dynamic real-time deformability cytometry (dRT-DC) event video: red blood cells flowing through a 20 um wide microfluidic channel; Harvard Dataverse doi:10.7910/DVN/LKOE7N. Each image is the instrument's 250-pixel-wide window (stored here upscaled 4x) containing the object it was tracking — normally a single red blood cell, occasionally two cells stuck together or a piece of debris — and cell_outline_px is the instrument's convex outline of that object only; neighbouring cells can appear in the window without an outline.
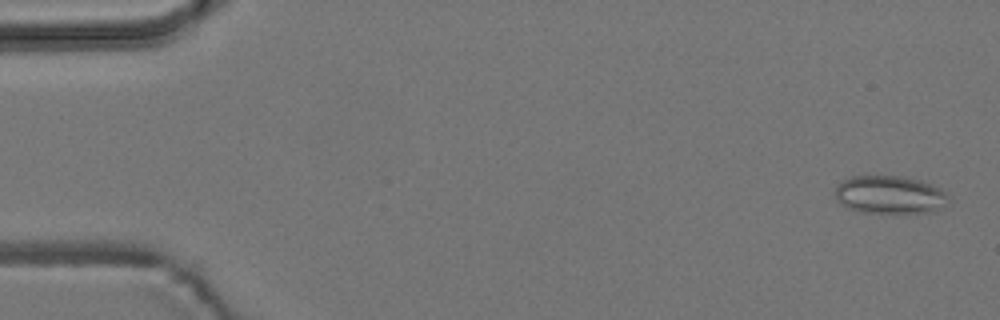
{"species": "common noctule bat (a hibernating species)", "species_latin": "Nyctalus noctula", "temperature_condition": "room temperature", "stored_images_in_passage": 5, "camera_frame_rate_fps": 3000, "um_per_image_px": 0.085, "animal": {"sex": "male", "body_mass_g": 19.2, "forearm_length_mm": 51.8}, "frame": {"image": 1, "passage_image": 1, "time_ms": 0.0, "image_size_px": [1000, 320], "cell_outline_px": [[948, 196], [932, 212], [860, 212], [848, 208], [840, 204], [836, 200], [836, 188], [844, 180], [852, 176], [900, 176], [920, 180], [940, 188]], "centroid_in_image_um": [75.55, 16.54], "position_along_channel_um": 9.5, "area_um2": 24.45}}